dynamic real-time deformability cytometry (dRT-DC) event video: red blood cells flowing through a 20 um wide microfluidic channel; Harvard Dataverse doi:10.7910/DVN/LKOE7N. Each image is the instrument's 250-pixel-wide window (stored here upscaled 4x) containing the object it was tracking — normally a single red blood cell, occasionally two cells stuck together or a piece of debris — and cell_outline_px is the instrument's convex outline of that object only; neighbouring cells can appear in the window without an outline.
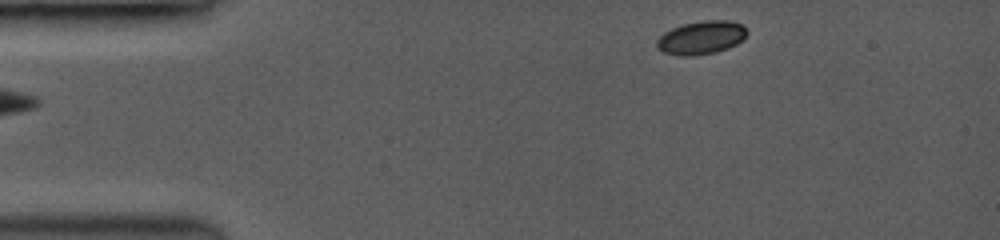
{"species": "common noctule bat (a hibernating species)", "species_latin": "Nyctalus noctula", "temperature_condition": "room temperature", "stored_images_in_passage": 47, "camera_frame_rate_fps": 3500, "um_per_image_px": 0.085, "animal": {"sex": "female", "body_mass_g": 19.0, "forearm_length_mm": 53.3}, "frame": {"image": 1, "passage_image": 1, "time_ms": 0.0, "image_size_px": [1000, 240], "cell_outline_px": [[744, 36], [736, 44], [712, 52], [664, 52], [656, 48], [656, 40], [664, 32], [672, 28], [684, 24], [704, 20], [724, 20], [740, 24], [744, 28]], "centroid_in_image_um": [59.57, 3.13], "position_along_channel_um": 25.4, "area_um2": 16.13}}
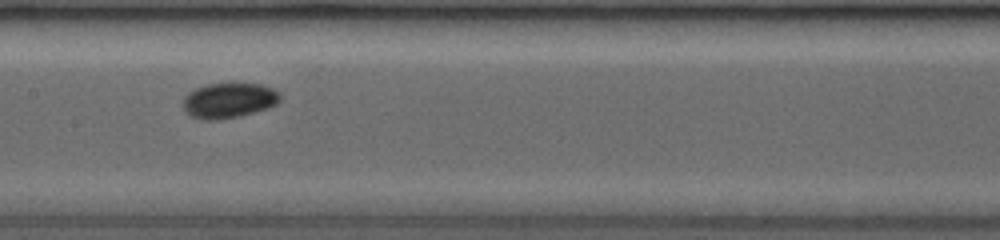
{"frame": {"image": 2, "passage_image": 21, "time_ms": 5.714, "image_size_px": [1000, 240], "cell_outline_px": [[280, 100], [276, 104], [240, 116], [216, 120], [204, 120], [192, 116], [184, 108], [184, 100], [196, 88], [208, 84], [260, 84], [272, 88], [280, 92]], "centroid_in_image_um": [19.49, 8.54], "position_along_channel_um": 187.9, "area_um2": 19.31}}
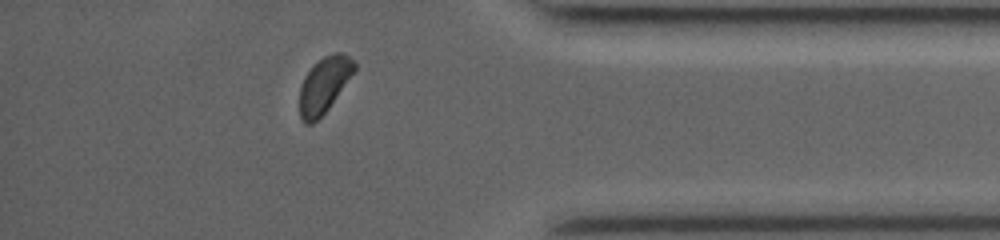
{"frame": {"image": 3, "passage_image": 41, "time_ms": 11.429, "image_size_px": [1000, 240], "cell_outline_px": [[356, 68], [328, 108], [312, 124], [304, 124], [300, 116], [300, 88], [304, 76], [324, 56], [332, 52], [340, 52], [348, 56], [356, 64]], "centroid_in_image_um": [27.53, 7.22], "position_along_channel_um": 407.7, "area_um2": 17.22}, "authors_computed_cell_mechanics": {"area_um2": 18.3804, "velocity_mm_per_s": 4.0508, "shape_relaxation_time_tau1_ms": 1.2009, "shape_relaxation_time_tau2_ms": null, "deformation_change_tau1": 0.0525, "deformation_change_tau2": null}}